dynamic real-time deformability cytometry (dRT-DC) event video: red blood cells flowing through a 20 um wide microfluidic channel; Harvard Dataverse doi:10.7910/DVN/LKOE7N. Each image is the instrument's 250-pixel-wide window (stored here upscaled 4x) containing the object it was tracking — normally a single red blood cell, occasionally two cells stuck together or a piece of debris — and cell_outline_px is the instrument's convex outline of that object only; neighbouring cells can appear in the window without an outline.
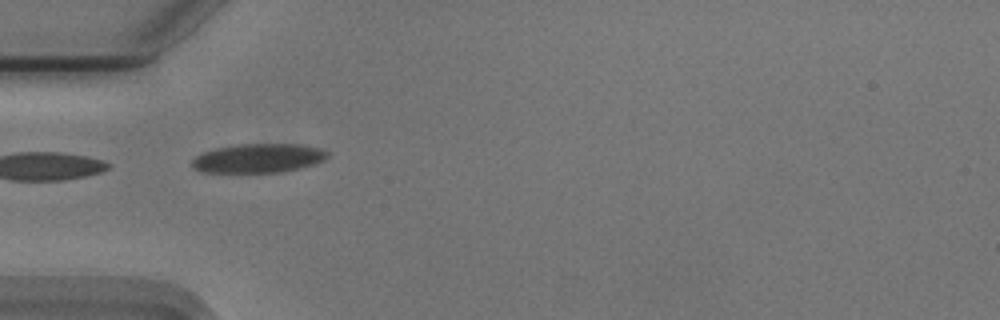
{"species": "Egyptian fruit bat (a non-hibernating species)", "species_latin": "Rousettus aegyptiacus", "temperature_condition": "cold", "stored_images_in_passage": 16, "camera_frame_rate_fps": 3000, "um_per_image_px": 0.085, "animal": {"sex": "male"}, "frame": {"image": 1, "passage_image": 1, "time_ms": 0.0, "image_size_px": [1000, 320], "cell_outline_px": [[328, 156], [324, 160], [312, 164], [296, 168], [276, 172], [200, 172], [192, 168], [192, 160], [196, 156], [204, 152], [216, 148], [240, 144], [300, 144], [320, 148], [328, 152]], "centroid_in_image_um": [21.92, 13.44], "position_along_channel_um": 63.1, "area_um2": 22.66}}